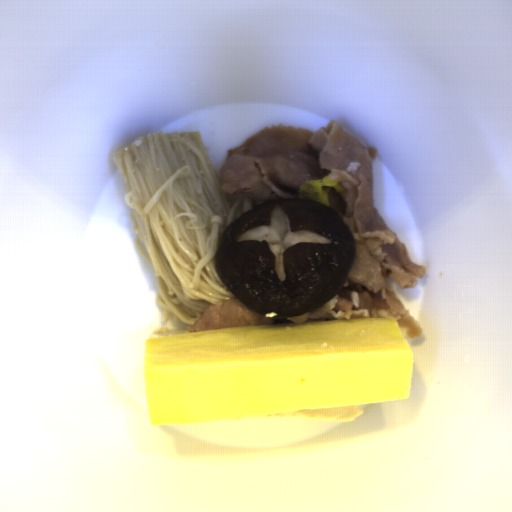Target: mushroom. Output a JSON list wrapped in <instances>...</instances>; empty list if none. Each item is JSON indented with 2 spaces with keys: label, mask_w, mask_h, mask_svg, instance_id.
<instances>
[{
  "label": "mushroom",
  "mask_w": 512,
  "mask_h": 512,
  "mask_svg": "<svg viewBox=\"0 0 512 512\" xmlns=\"http://www.w3.org/2000/svg\"><path fill=\"white\" fill-rule=\"evenodd\" d=\"M356 250L353 231L328 204L272 199L227 225L216 271L252 311L290 319L313 311L346 284Z\"/></svg>",
  "instance_id": "1"
}]
</instances>
